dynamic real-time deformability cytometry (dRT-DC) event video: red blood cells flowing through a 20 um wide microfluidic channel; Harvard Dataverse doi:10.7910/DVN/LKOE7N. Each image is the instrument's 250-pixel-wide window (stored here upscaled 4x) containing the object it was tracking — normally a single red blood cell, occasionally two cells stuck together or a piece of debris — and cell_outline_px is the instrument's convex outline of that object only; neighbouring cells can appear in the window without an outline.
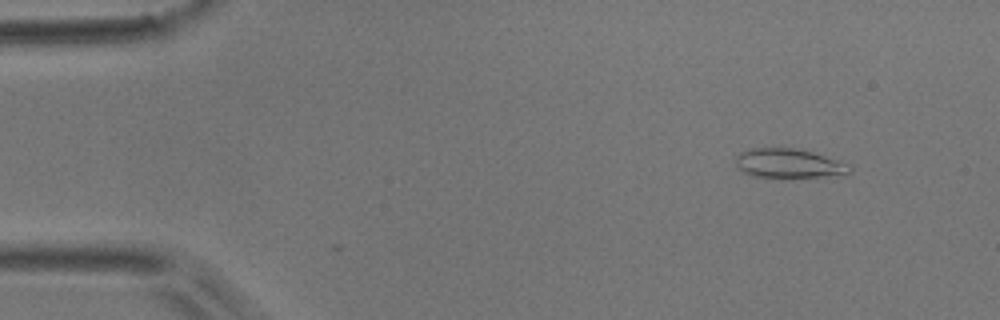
{"species": "common noctule bat (a hibernating species)", "species_latin": "Nyctalus noctula", "temperature_condition": "room temperature", "stored_images_in_passage": 41, "camera_frame_rate_fps": 3000, "um_per_image_px": 0.085, "animal": {"sex": "male", "body_mass_g": 17.9}, "frame": {"image": 1, "passage_image": 1, "time_ms": 0.0, "image_size_px": [1000, 320], "cell_outline_px": [[852, 172], [816, 176], [756, 176], [744, 172], [736, 164], [736, 156], [740, 152], [748, 148], [792, 148], [808, 152], [852, 164]], "centroid_in_image_um": [67.01, 13.86], "position_along_channel_um": 18.0, "area_um2": 18.61}}
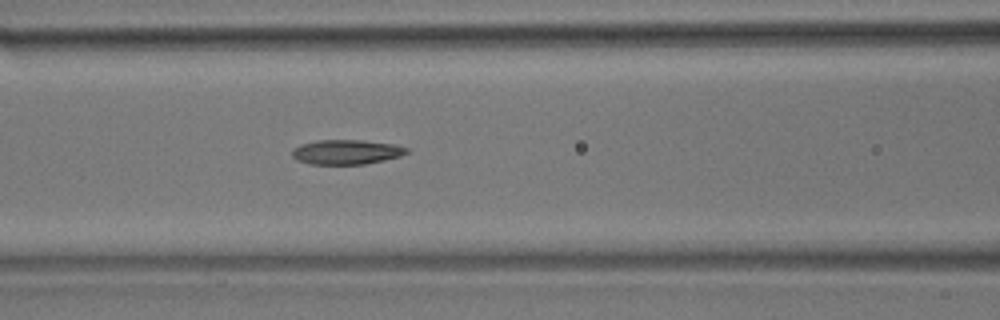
{"frame": {"image": 2, "passage_image": 17, "time_ms": 5.333, "image_size_px": [1000, 320], "cell_outline_px": [[412, 152], [400, 156], [384, 160], [364, 164], [308, 164], [296, 160], [292, 156], [292, 148], [300, 144], [316, 140], [360, 140], [396, 144], [408, 148]], "centroid_in_image_um": [29.45, 12.92], "position_along_channel_um": 137.2, "area_um2": 16.7}}
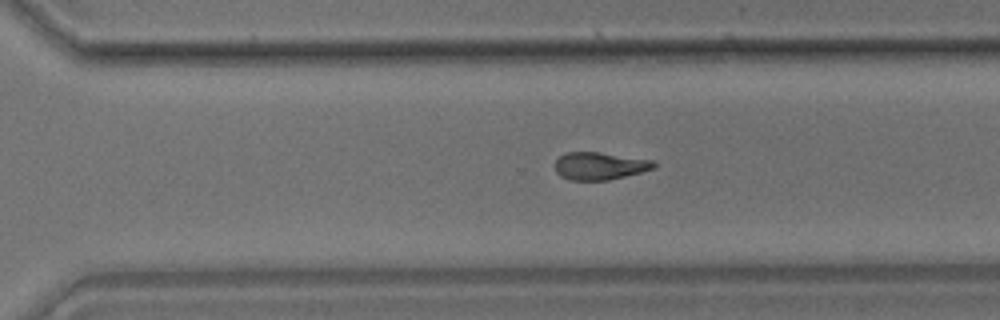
{"frame": {"image": 3, "passage_image": 31, "time_ms": 10.0, "image_size_px": [1000, 320], "cell_outline_px": [[656, 168], [608, 180], [568, 180], [560, 176], [556, 172], [556, 160], [560, 156], [568, 152], [596, 152], [652, 160], [656, 164]], "centroid_in_image_um": [50.96, 14.11], "position_along_channel_um": 319.6, "area_um2": 15.66}, "authors_computed_cell_mechanics": {"area_um2": 16.7042, "velocity_mm_per_s": 3.9175, "shape_relaxation_time_tau1_ms": 7.0108, "shape_relaxation_time_tau2_ms": 4.6761, "deformation_change_tau1": 0.182, "deformation_change_tau2": 0.1195}}